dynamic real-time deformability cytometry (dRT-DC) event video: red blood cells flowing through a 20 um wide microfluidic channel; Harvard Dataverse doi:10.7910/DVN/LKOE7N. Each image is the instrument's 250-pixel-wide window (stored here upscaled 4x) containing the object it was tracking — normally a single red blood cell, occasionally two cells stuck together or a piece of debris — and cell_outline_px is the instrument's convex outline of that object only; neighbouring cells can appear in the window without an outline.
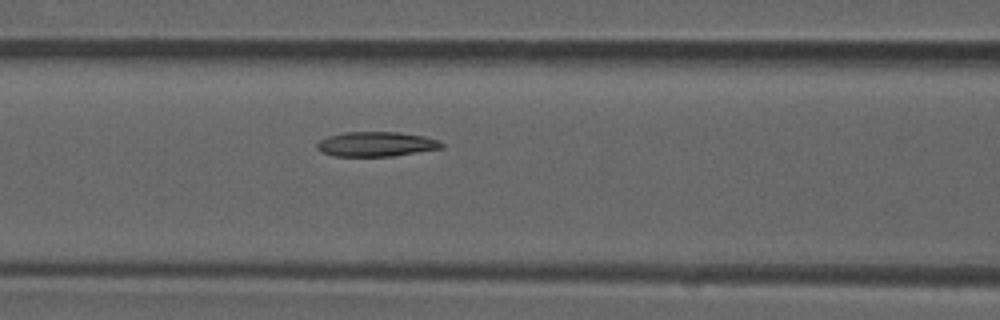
{"species": "common noctule bat (a hibernating species)", "species_latin": "Nyctalus noctula", "temperature_condition": "room temperature", "stored_images_in_passage": 4, "camera_frame_rate_fps": 3000, "um_per_image_px": 0.085, "animal": {"sex": "male", "forearm_length_mm": 52.5}, "frame": {"image": 1, "passage_image": 4, "time_ms": 1.0, "image_size_px": [1000, 320], "cell_outline_px": [[444, 148], [392, 156], [332, 156], [320, 152], [316, 148], [316, 144], [320, 140], [328, 136], [344, 132], [400, 132], [424, 136], [440, 140], [444, 144]], "centroid_in_image_um": [31.98, 12.25], "position_along_channel_um": 134.6, "area_um2": 18.15}}